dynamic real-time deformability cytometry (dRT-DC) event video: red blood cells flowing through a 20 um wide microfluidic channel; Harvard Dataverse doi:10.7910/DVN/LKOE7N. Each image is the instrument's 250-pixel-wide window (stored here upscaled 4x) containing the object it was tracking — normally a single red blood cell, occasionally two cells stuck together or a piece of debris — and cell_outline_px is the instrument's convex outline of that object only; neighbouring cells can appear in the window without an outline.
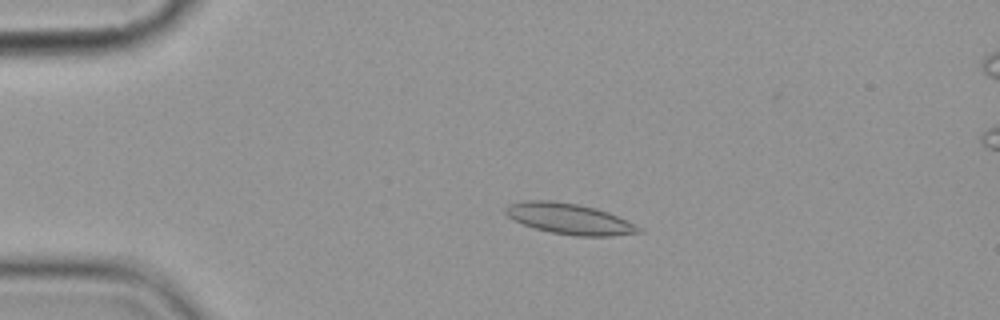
{"species": "common noctule bat (a hibernating species)", "species_latin": "Nyctalus noctula", "temperature_condition": "cold", "stored_images_in_passage": 5, "camera_frame_rate_fps": 3000, "um_per_image_px": 0.085, "animal": {"sex": "female", "body_mass_g": 19.9}, "frame": {"image": 1, "passage_image": 3, "time_ms": 2.333, "image_size_px": [1000, 320], "cell_outline_px": [[644, 232], [612, 236], [576, 236], [552, 232], [536, 228], [512, 220], [504, 212], [504, 208], [508, 204], [524, 200], [552, 200], [576, 204], [596, 208], [608, 212], [628, 220], [636, 224]], "centroid_in_image_um": [48.4, 18.59], "position_along_channel_um": 36.6, "area_um2": 23.99}}